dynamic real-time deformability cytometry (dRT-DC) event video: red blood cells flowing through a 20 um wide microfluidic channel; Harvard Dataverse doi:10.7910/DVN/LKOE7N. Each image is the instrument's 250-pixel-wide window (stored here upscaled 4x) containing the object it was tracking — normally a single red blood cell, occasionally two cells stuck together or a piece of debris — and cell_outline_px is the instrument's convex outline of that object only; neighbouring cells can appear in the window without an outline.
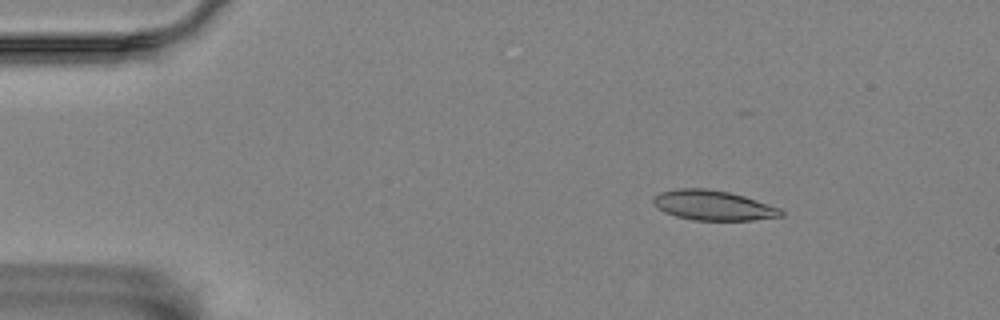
{"species": "Egyptian fruit bat (a non-hibernating species)", "species_latin": "Rousettus aegyptiacus", "temperature_condition": "room temperature", "stored_images_in_passage": 5, "camera_frame_rate_fps": 3000, "um_per_image_px": 0.085, "animal": {"sex": "female"}, "frame": {"image": 1, "passage_image": 3, "time_ms": 0.667, "image_size_px": [1000, 320], "cell_outline_px": [[784, 216], [752, 220], [692, 220], [676, 216], [664, 212], [652, 204], [652, 200], [660, 192], [676, 188], [708, 188], [728, 192], [744, 196], [780, 208], [784, 212]], "centroid_in_image_um": [60.6, 17.45], "position_along_channel_um": 24.4, "area_um2": 22.31}}
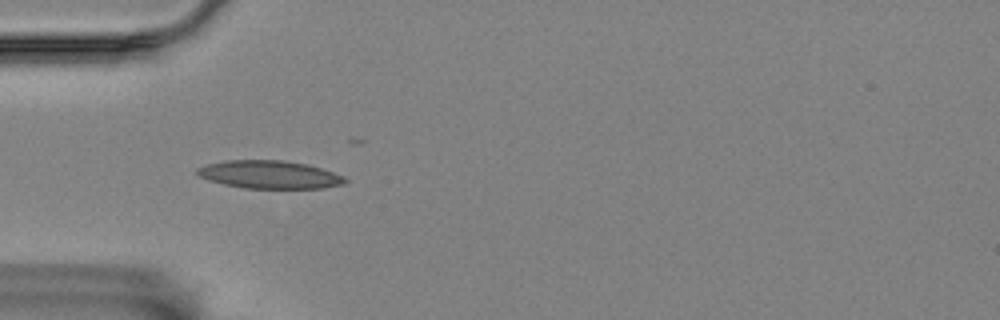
{"frame": {"image": 2, "passage_image": 4, "time_ms": 1.0, "image_size_px": [1000, 320], "cell_outline_px": [[348, 180], [344, 184], [320, 188], [244, 188], [224, 184], [208, 180], [200, 176], [196, 172], [196, 168], [208, 164], [224, 160], [284, 160], [308, 164], [344, 176]], "centroid_in_image_um": [22.9, 14.83], "position_along_channel_um": 62.1, "area_um2": 24.04}}
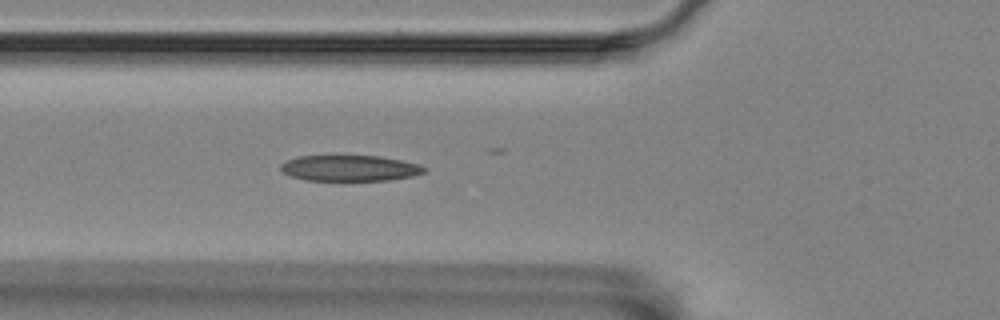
{"frame": {"image": 3, "passage_image": 5, "time_ms": 1.333, "image_size_px": [1000, 320], "cell_outline_px": [[428, 168], [424, 172], [412, 176], [388, 180], [304, 180], [292, 176], [284, 172], [280, 168], [280, 164], [288, 160], [300, 156], [380, 156], [420, 164]], "centroid_in_image_um": [29.76, 14.29], "position_along_channel_um": 96.0, "area_um2": 21.44}}